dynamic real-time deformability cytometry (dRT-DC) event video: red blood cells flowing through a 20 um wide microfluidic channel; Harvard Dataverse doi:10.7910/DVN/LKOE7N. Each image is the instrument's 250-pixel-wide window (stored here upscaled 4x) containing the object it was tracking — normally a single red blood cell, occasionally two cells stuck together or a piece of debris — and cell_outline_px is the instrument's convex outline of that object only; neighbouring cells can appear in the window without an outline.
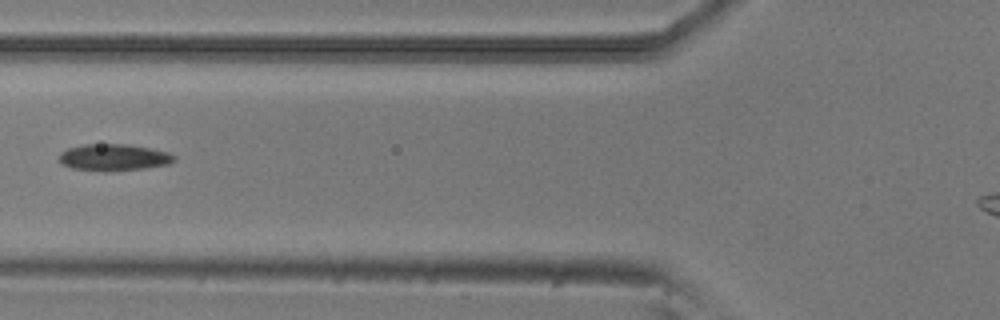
{"species": "common noctule bat (a hibernating species)", "species_latin": "Nyctalus noctula", "temperature_condition": "room temperature", "stored_images_in_passage": 3, "camera_frame_rate_fps": 3000, "um_per_image_px": 0.085, "animal": {"sex": "male", "body_mass_g": 20.5, "forearm_length_mm": 52.5}, "frame": {"image": 1, "passage_image": 3, "time_ms": 0.667, "image_size_px": [1000, 320], "cell_outline_px": [[176, 160], [168, 164], [144, 168], [104, 172], [72, 168], [60, 164], [60, 152], [68, 148], [84, 144], [128, 144], [152, 148], [168, 152], [176, 156]], "centroid_in_image_um": [9.67, 13.38], "position_along_channel_um": 116.1, "area_um2": 18.09}}